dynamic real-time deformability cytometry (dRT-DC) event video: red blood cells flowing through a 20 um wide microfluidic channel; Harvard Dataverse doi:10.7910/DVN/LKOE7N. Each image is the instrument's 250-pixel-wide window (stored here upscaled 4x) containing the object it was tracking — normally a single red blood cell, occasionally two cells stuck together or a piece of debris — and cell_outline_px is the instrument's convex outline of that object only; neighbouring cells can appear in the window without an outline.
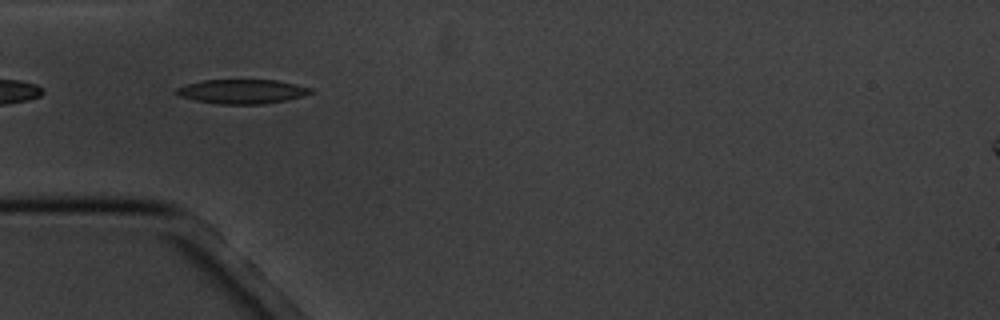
{"species": "common noctule bat (a hibernating species)", "species_latin": "Nyctalus noctula", "temperature_condition": "cold", "stored_images_in_passage": 8, "camera_frame_rate_fps": 3000, "um_per_image_px": 0.085, "animal": {"sex": "male", "body_mass_g": 20.1, "forearm_length_mm": 53.5}, "frame": {"image": 1, "passage_image": 5, "time_ms": 5.333, "image_size_px": [1000, 320], "cell_outline_px": [[316, 92], [284, 100], [260, 104], [220, 104], [196, 100], [180, 96], [176, 92], [176, 88], [188, 84], [204, 80], [276, 80], [312, 88]], "centroid_in_image_um": [20.59, 7.77], "position_along_channel_um": 64.4, "area_um2": 18.67}}
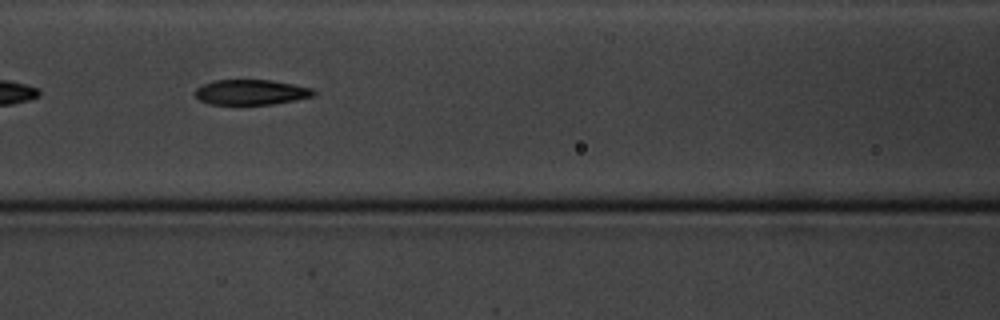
{"frame": {"image": 2, "passage_image": 7, "time_ms": 7.667, "image_size_px": [1000, 320], "cell_outline_px": [[316, 96], [272, 104], [208, 104], [200, 100], [196, 96], [196, 88], [212, 80], [272, 80], [312, 88], [316, 92]], "centroid_in_image_um": [21.36, 7.83], "position_along_channel_um": 145.2, "area_um2": 17.34}}
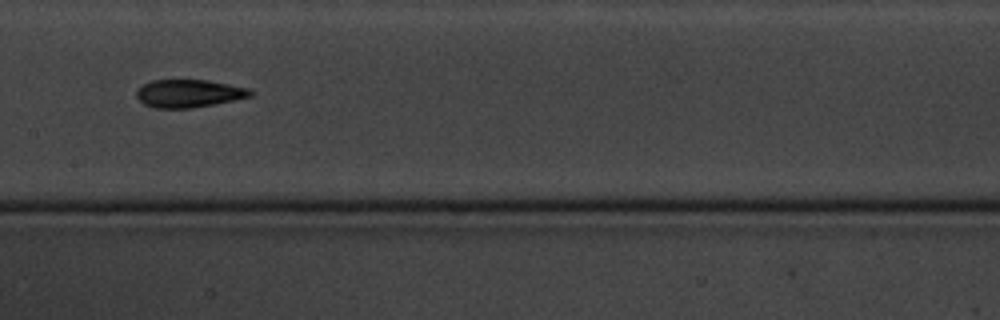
{"frame": {"image": 3, "passage_image": 8, "time_ms": 9.0, "image_size_px": [1000, 320], "cell_outline_px": [[252, 96], [192, 108], [152, 108], [144, 104], [136, 96], [136, 92], [144, 84], [152, 80], [208, 80], [248, 88], [252, 92]], "centroid_in_image_um": [16.02, 7.94], "position_along_channel_um": 191.4, "area_um2": 18.26}}